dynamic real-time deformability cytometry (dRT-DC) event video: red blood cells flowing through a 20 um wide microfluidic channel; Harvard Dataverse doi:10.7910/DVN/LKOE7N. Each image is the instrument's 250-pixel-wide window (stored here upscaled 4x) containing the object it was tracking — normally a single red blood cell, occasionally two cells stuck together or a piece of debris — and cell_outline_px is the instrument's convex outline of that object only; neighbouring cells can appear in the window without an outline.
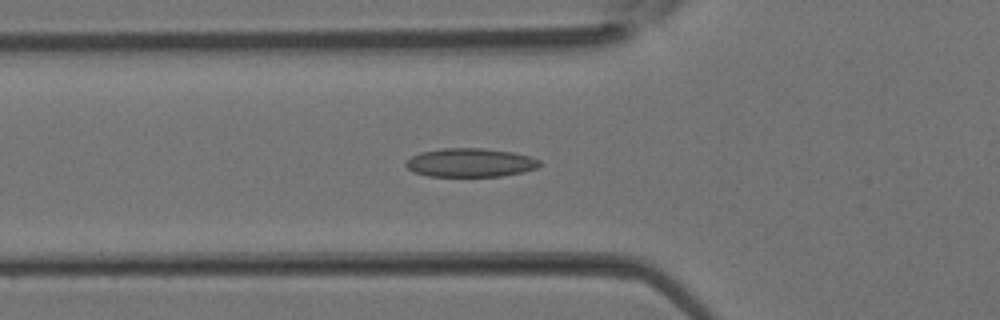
{"species": "Egyptian fruit bat (a non-hibernating species)", "species_latin": "Rousettus aegyptiacus", "temperature_condition": "room temperature", "stored_images_in_passage": 36, "camera_frame_rate_fps": 3000, "um_per_image_px": 0.085, "animal": {"sex": "female"}, "frame": {"image": 1, "passage_image": 12, "time_ms": 3.667, "image_size_px": [1000, 320], "cell_outline_px": [[540, 164], [536, 168], [524, 172], [500, 176], [428, 176], [412, 172], [404, 164], [412, 156], [420, 152], [444, 148], [480, 148], [512, 152], [528, 156], [540, 160]], "centroid_in_image_um": [39.95, 13.83], "position_along_channel_um": 85.8, "area_um2": 22.25}}
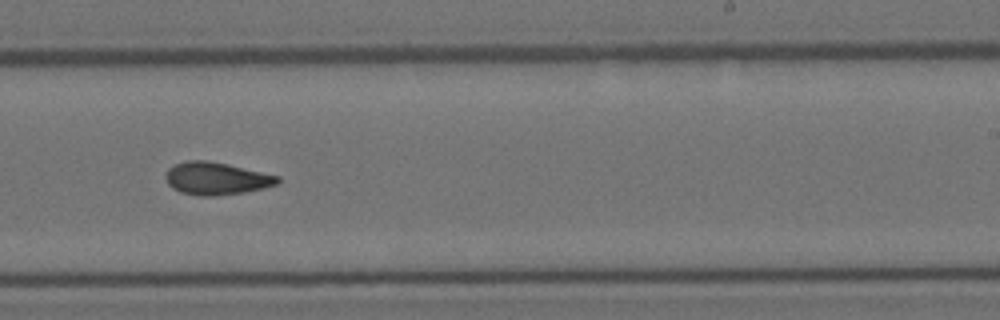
{"frame": {"image": 2, "passage_image": 22, "time_ms": 7.0, "image_size_px": [1000, 320], "cell_outline_px": [[280, 180], [276, 184], [264, 188], [244, 192], [216, 196], [200, 196], [180, 192], [172, 188], [168, 184], [164, 176], [168, 168], [172, 164], [188, 160], [208, 160], [280, 176]], "centroid_in_image_um": [18.34, 15.17], "position_along_channel_um": 270.7, "area_um2": 21.33}}
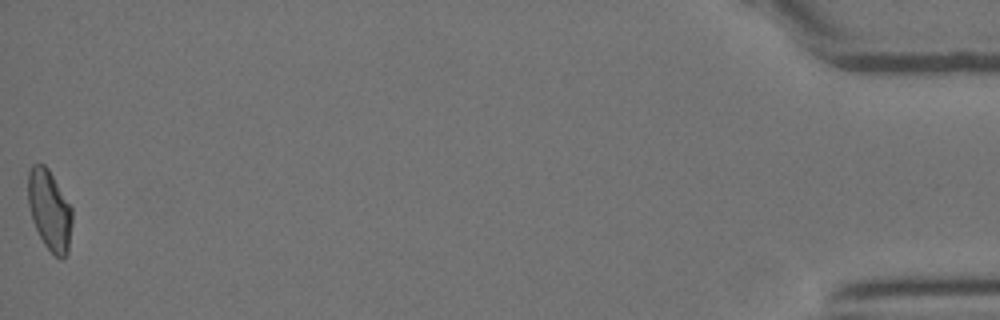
{"frame": {"image": 3, "passage_image": 36, "time_ms": 11.667, "image_size_px": [1000, 320], "cell_outline_px": [[72, 224], [68, 252], [60, 260], [44, 244], [32, 220], [28, 204], [28, 172], [32, 164], [44, 164], [48, 168], [72, 208]], "centroid_in_image_um": [4.21, 17.86], "position_along_channel_um": 431.0, "area_um2": 20.58}}